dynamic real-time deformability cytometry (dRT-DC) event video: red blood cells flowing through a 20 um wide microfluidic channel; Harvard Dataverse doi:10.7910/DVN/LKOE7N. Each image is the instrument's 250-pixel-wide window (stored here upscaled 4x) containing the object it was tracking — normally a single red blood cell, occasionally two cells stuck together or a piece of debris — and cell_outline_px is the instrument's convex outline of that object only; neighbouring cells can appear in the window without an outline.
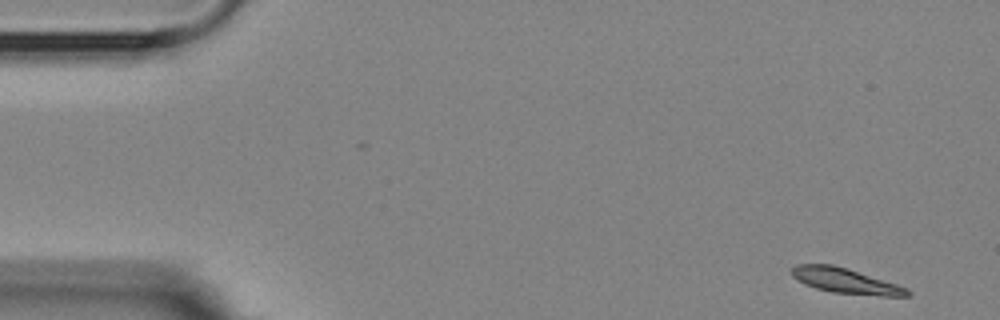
{"species": "Egyptian fruit bat (a non-hibernating species)", "species_latin": "Rousettus aegyptiacus", "temperature_condition": "room temperature", "stored_images_in_passage": 4, "camera_frame_rate_fps": 3000, "um_per_image_px": 0.085, "animal": {"sex": "female"}, "frame": {"image": 1, "passage_image": 1, "time_ms": 0.0, "image_size_px": [1000, 320], "cell_outline_px": [[912, 292], [908, 296], [880, 296], [832, 292], [816, 288], [804, 284], [792, 276], [792, 268], [796, 264], [832, 264], [848, 268], [908, 288]], "centroid_in_image_um": [71.88, 23.87], "position_along_channel_um": 13.1, "area_um2": 16.94}}
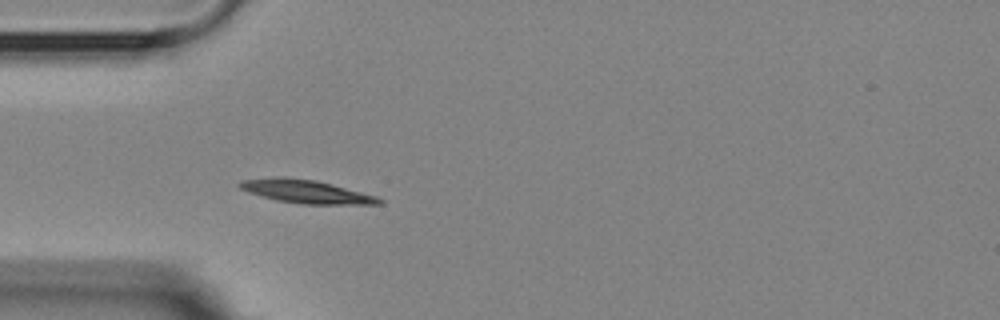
{"frame": {"image": 2, "passage_image": 4, "time_ms": 4.333, "image_size_px": [1000, 320], "cell_outline_px": [[384, 204], [300, 204], [276, 200], [248, 192], [240, 188], [236, 184], [240, 180], [276, 176], [284, 176], [316, 180], [332, 184], [376, 196], [384, 200]], "centroid_in_image_um": [25.98, 16.27], "position_along_channel_um": 59.0, "area_um2": 19.07}}